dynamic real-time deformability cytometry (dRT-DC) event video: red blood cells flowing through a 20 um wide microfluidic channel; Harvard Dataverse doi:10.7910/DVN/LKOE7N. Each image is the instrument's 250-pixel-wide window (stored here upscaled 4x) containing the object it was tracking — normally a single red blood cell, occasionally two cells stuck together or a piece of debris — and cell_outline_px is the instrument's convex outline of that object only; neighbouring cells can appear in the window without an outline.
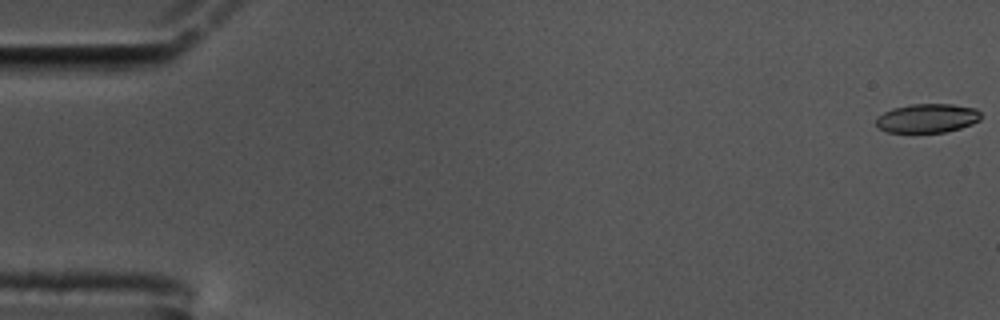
{"species": "common noctule bat (a hibernating species)", "species_latin": "Nyctalus noctula", "temperature_condition": "cold", "stored_images_in_passage": 59, "segment_of_instrument_passage": [1, 2], "camera_frame_rate_fps": 3000, "um_per_image_px": 0.085, "animal": {"sex": "male", "body_mass_g": 17.5, "forearm_length_mm": 52.3}, "frame": {"image": 1, "passage_image": 1, "time_ms": 0.0, "image_size_px": [1000, 320], "cell_outline_px": [[980, 120], [972, 124], [960, 128], [944, 132], [888, 132], [880, 128], [876, 124], [876, 116], [892, 108], [912, 104], [952, 104], [976, 108], [980, 112]], "centroid_in_image_um": [78.82, 10.04], "position_along_channel_um": 6.2, "area_um2": 17.69}}
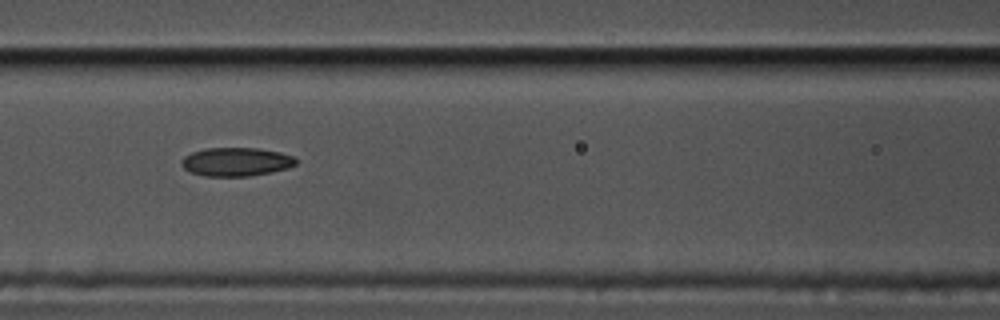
{"frame": {"image": 2, "passage_image": 26, "time_ms": 8.333, "image_size_px": [1000, 320], "cell_outline_px": [[296, 164], [288, 168], [272, 172], [248, 176], [204, 176], [188, 172], [180, 164], [180, 160], [184, 156], [192, 152], [204, 148], [256, 148], [280, 152], [292, 156], [296, 160]], "centroid_in_image_um": [20.02, 13.76], "position_along_channel_um": 146.6, "area_um2": 19.19}}
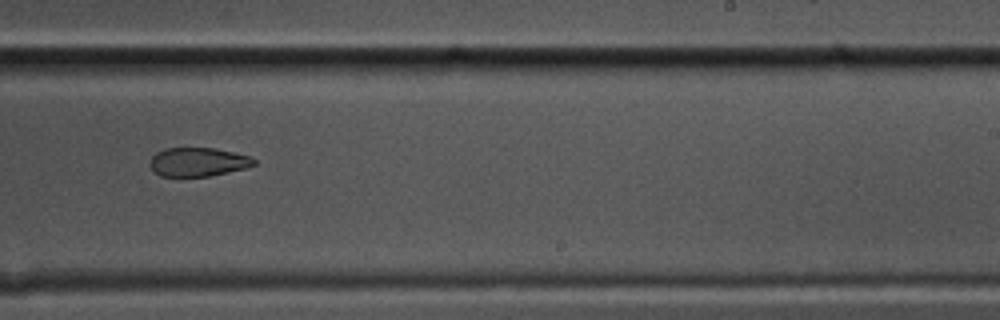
{"frame": {"image": 3, "passage_image": 37, "time_ms": 12.0, "image_size_px": [1000, 320], "cell_outline_px": [[256, 164], [244, 168], [228, 172], [208, 176], [160, 176], [148, 164], [152, 156], [156, 152], [164, 148], [216, 148], [248, 156], [256, 160]], "centroid_in_image_um": [16.8, 13.76], "position_along_channel_um": 272.2, "area_um2": 17.34}}